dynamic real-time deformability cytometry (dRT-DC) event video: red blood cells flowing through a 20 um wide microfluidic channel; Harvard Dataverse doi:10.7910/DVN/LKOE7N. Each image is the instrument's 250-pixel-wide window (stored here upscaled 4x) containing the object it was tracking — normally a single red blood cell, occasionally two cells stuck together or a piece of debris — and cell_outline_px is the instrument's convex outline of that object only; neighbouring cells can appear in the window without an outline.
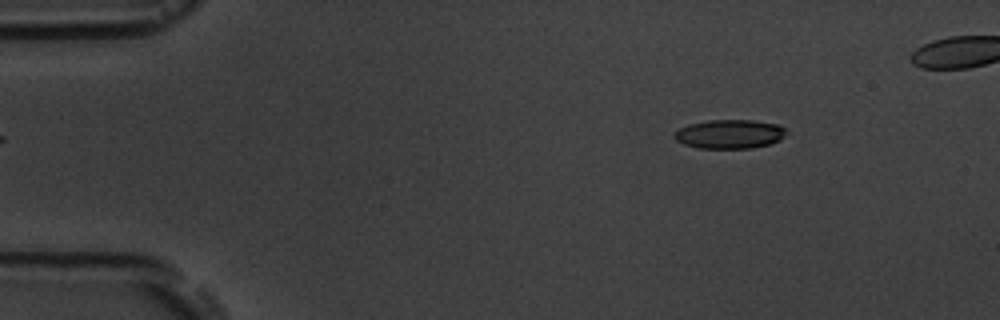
{"species": "common noctule bat (a hibernating species)", "species_latin": "Nyctalus noctula", "temperature_condition": "room temperature", "stored_images_in_passage": 5, "camera_frame_rate_fps": 3000, "um_per_image_px": 0.085, "animal": {"sex": "male", "body_mass_g": 19.5, "forearm_length_mm": 54.6}, "frame": {"image": 1, "passage_image": 2, "time_ms": 1.0, "image_size_px": [1000, 320], "cell_outline_px": [[788, 132], [780, 140], [772, 144], [752, 148], [700, 148], [684, 144], [676, 140], [672, 136], [680, 128], [688, 124], [708, 120], [752, 120], [780, 124]], "centroid_in_image_um": [62.06, 11.39], "position_along_channel_um": 22.9, "area_um2": 19.07}}